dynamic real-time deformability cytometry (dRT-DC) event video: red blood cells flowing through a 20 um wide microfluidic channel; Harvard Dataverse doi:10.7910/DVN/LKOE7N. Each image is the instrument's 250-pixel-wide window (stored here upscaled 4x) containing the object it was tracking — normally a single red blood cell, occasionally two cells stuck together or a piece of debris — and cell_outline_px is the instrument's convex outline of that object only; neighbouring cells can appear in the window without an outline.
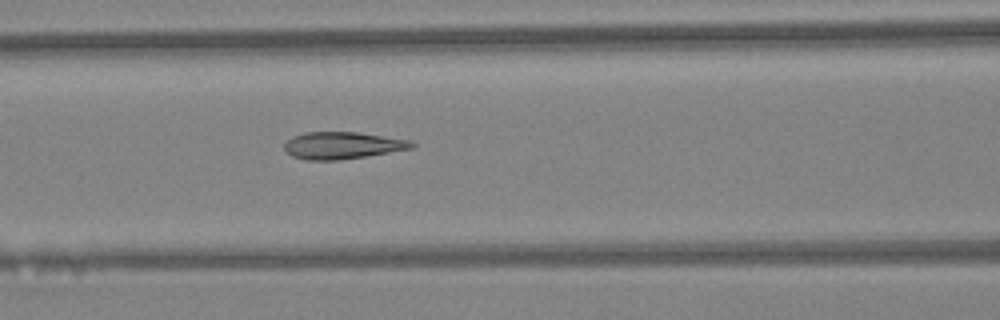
{"species": "Egyptian fruit bat (a non-hibernating species)", "species_latin": "Rousettus aegyptiacus", "temperature_condition": "warm", "stored_images_in_passage": 21, "camera_frame_rate_fps": 3000, "um_per_image_px": 0.085, "animal": {"sex": "female"}, "frame": {"image": 1, "passage_image": 20, "time_ms": 6.333, "image_size_px": [1000, 320], "cell_outline_px": [[416, 144], [412, 148], [364, 156], [336, 160], [304, 160], [292, 156], [284, 148], [284, 144], [292, 136], [304, 132], [356, 132], [412, 140]], "centroid_in_image_um": [29.08, 12.35], "position_along_channel_um": 137.5, "area_um2": 19.94}}